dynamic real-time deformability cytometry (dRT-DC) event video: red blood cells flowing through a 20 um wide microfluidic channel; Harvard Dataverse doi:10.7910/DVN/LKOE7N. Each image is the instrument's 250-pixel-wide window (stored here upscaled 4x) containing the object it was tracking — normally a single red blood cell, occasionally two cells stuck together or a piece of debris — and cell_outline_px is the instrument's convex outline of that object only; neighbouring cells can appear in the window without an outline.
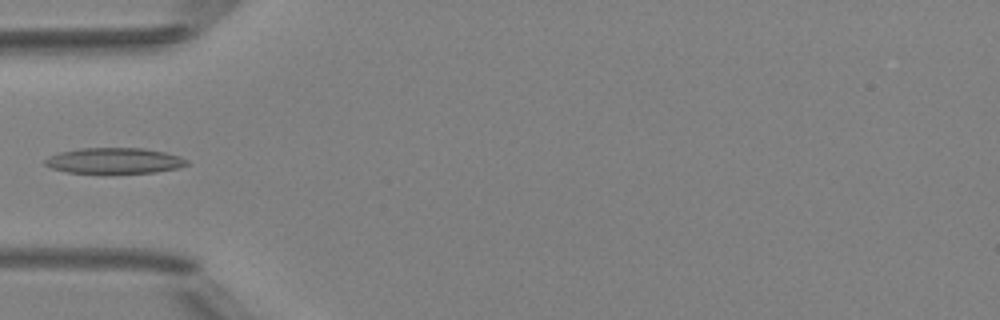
{"species": "Egyptian fruit bat (a non-hibernating species)", "species_latin": "Rousettus aegyptiacus", "temperature_condition": "room temperature", "stored_images_in_passage": 7, "camera_frame_rate_fps": 3000, "um_per_image_px": 0.085, "animal": {"sex": "female"}, "frame": {"image": 1, "passage_image": 6, "time_ms": 6.667, "image_size_px": [1000, 320], "cell_outline_px": [[188, 164], [180, 168], [156, 172], [68, 172], [52, 168], [44, 164], [44, 160], [48, 156], [60, 152], [80, 148], [144, 148], [164, 152], [180, 156], [188, 160]], "centroid_in_image_um": [9.74, 13.64], "position_along_channel_um": 75.3, "area_um2": 21.04}}
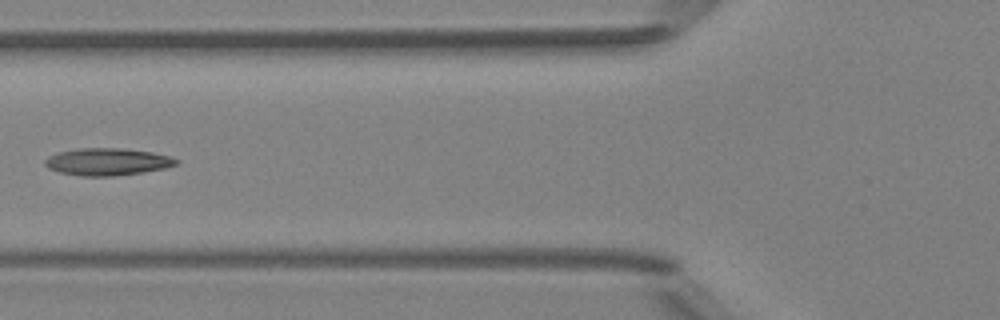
{"frame": {"image": 2, "passage_image": 7, "time_ms": 7.667, "image_size_px": [1000, 320], "cell_outline_px": [[180, 160], [176, 164], [164, 168], [116, 176], [80, 176], [60, 172], [48, 168], [44, 164], [44, 160], [48, 156], [60, 152], [80, 148], [124, 148], [152, 152], [172, 156]], "centroid_in_image_um": [9.13, 13.74], "position_along_channel_um": 116.7, "area_um2": 20.81}}